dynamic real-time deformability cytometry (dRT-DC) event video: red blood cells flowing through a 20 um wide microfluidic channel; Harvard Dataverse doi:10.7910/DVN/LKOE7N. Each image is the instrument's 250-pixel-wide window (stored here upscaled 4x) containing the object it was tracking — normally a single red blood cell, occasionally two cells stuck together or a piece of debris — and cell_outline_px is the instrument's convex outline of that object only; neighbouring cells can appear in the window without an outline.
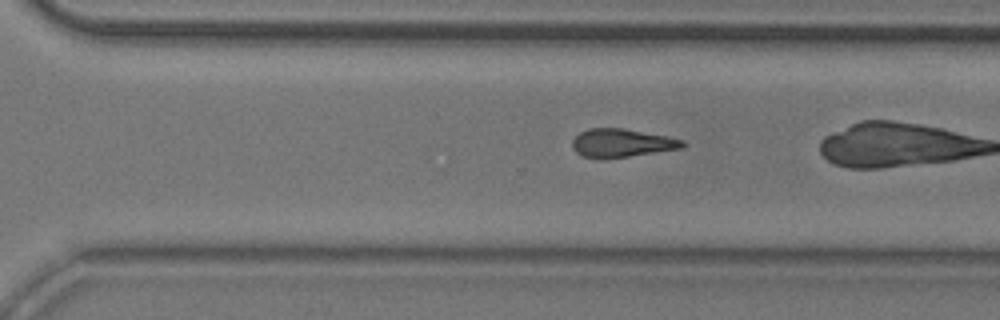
{"species": "common noctule bat (a hibernating species)", "species_latin": "Nyctalus noctula", "temperature_condition": "room temperature", "stored_images_in_passage": 39, "camera_frame_rate_fps": 3000, "um_per_image_px": 0.085, "animal": {"sex": "male", "body_mass_g": 20.5, "forearm_length_mm": 52.5}, "frame": {"image": 1, "passage_image": 34, "time_ms": 11.0, "image_size_px": [1000, 320], "cell_outline_px": [[688, 144], [680, 148], [628, 156], [600, 160], [580, 156], [572, 148], [572, 140], [580, 132], [588, 128], [624, 128], [668, 136], [684, 140]], "centroid_in_image_um": [52.8, 12.16], "position_along_channel_um": 317.8, "area_um2": 18.44}}